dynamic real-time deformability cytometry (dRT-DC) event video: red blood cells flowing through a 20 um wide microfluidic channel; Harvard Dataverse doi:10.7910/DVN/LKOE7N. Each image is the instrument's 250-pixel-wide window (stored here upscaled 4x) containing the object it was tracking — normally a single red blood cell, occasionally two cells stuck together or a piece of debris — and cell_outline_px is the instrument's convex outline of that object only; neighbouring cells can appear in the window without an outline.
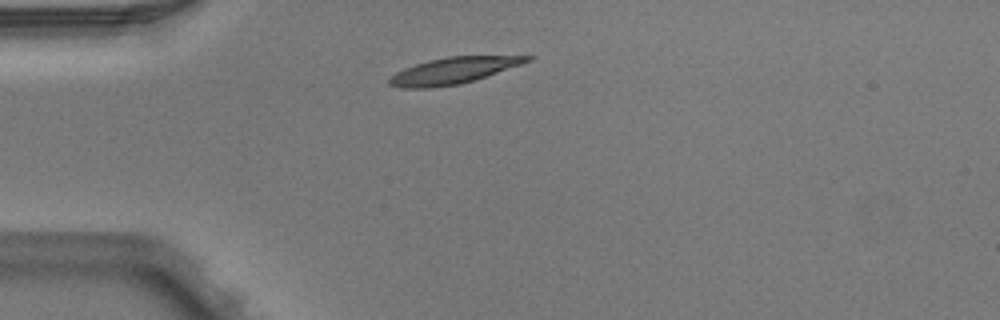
{"species": "Egyptian fruit bat (a non-hibernating species)", "species_latin": "Rousettus aegyptiacus", "temperature_condition": "warm", "stored_images_in_passage": 2, "camera_frame_rate_fps": 3000, "um_per_image_px": 0.085, "animal": {"sex": "male"}, "frame": {"image": 1, "passage_image": 2, "time_ms": 0.333, "image_size_px": [1000, 320], "cell_outline_px": [[536, 56], [532, 60], [460, 84], [432, 88], [404, 88], [388, 84], [388, 80], [396, 72], [404, 68], [428, 60], [448, 56]], "centroid_in_image_um": [38.48, 6.0], "position_along_channel_um": 46.5, "area_um2": 20.75}}